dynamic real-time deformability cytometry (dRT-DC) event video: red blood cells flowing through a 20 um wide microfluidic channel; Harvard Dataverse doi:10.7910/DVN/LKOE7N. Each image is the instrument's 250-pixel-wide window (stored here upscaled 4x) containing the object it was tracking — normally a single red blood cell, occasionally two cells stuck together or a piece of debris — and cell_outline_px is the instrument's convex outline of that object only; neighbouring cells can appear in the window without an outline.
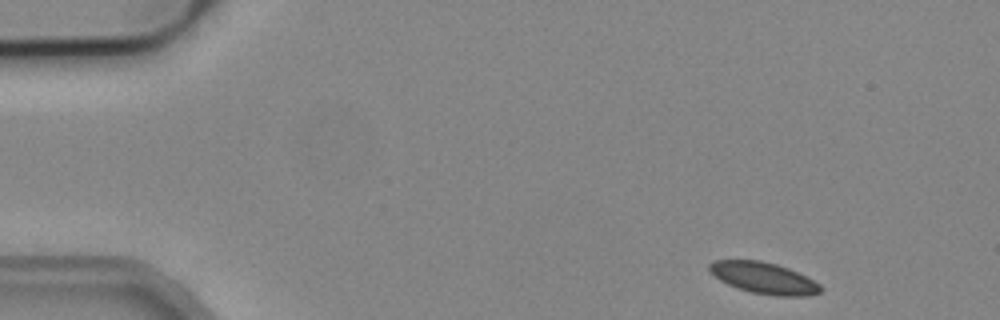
{"species": "common noctule bat (a hibernating species)", "species_latin": "Nyctalus noctula", "temperature_condition": "cold", "stored_images_in_passage": 5, "camera_frame_rate_fps": 3000, "um_per_image_px": 0.085, "animal": {"sex": "male", "body_mass_g": 19.2, "forearm_length_mm": 51.8}, "frame": {"image": 1, "passage_image": 1, "time_ms": 0.0, "image_size_px": [1000, 320], "cell_outline_px": [[824, 288], [820, 292], [808, 296], [776, 296], [752, 292], [736, 288], [720, 280], [708, 272], [708, 264], [716, 260], [760, 260], [776, 264], [788, 268], [820, 284]], "centroid_in_image_um": [64.89, 23.63], "position_along_channel_um": 20.1, "area_um2": 20.35}}
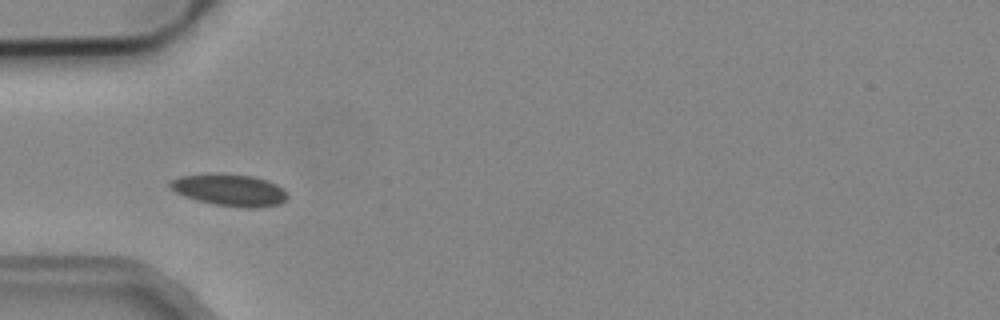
{"frame": {"image": 2, "passage_image": 3, "time_ms": 0.667, "image_size_px": [1000, 320], "cell_outline_px": [[288, 196], [280, 204], [252, 208], [244, 208], [216, 204], [184, 196], [168, 188], [168, 184], [172, 180], [180, 176], [208, 172], [216, 172], [252, 176], [276, 184]], "centroid_in_image_um": [19.45, 16.12], "position_along_channel_um": 65.5, "area_um2": 21.73}}